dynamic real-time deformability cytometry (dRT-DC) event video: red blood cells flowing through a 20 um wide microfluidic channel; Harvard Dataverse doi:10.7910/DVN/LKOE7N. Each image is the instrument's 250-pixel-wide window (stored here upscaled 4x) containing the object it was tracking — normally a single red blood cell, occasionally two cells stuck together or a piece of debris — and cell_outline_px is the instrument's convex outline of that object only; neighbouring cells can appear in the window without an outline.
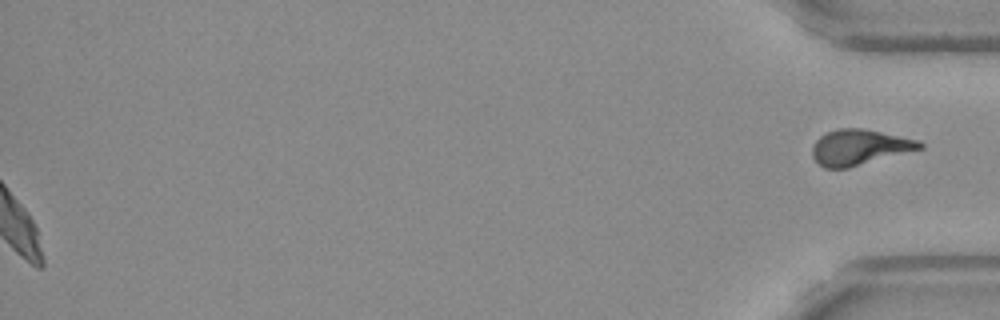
{"species": "Egyptian fruit bat (a non-hibernating species)", "species_latin": "Rousettus aegyptiacus", "temperature_condition": "warm", "stored_images_in_passage": 55, "segment_of_instrument_passage": [2, 2], "camera_frame_rate_fps": 3000, "um_per_image_px": 0.085, "frame": {"image": 1, "passage_image": 55, "time_ms": 18.0, "image_size_px": [1000, 320], "cell_outline_px": [[924, 148], [848, 168], [824, 168], [812, 156], [812, 148], [816, 140], [820, 136], [828, 132], [840, 128], [860, 128], [920, 140], [924, 144]], "centroid_in_image_um": [73.07, 12.52], "position_along_channel_um": 362.1, "area_um2": 22.08}}